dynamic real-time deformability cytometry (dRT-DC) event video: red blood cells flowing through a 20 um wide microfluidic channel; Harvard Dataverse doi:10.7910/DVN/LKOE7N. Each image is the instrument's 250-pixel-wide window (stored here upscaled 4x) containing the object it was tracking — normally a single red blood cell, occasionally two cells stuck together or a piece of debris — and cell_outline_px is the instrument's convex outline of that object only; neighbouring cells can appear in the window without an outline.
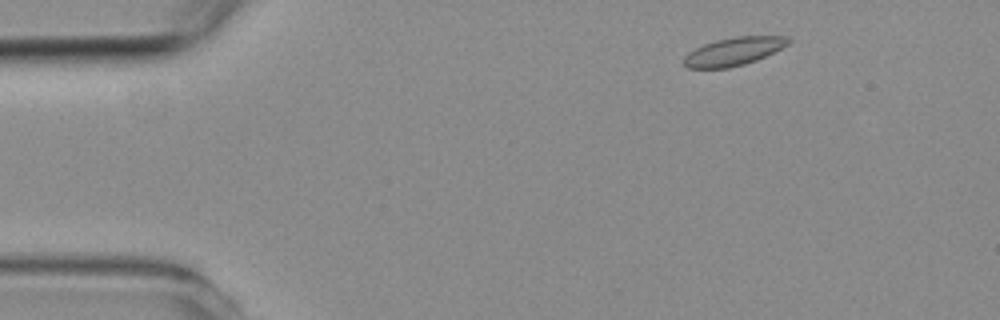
{"species": "common noctule bat (a hibernating species)", "species_latin": "Nyctalus noctula", "temperature_condition": "room temperature", "stored_images_in_passage": 4, "camera_frame_rate_fps": 3000, "um_per_image_px": 0.085, "animal": {"sex": "female", "body_mass_g": 19.3, "forearm_length_mm": 54.1}, "frame": {"image": 1, "passage_image": 1, "time_ms": 0.0, "image_size_px": [1000, 320], "cell_outline_px": [[792, 40], [788, 44], [756, 60], [744, 64], [728, 68], [688, 68], [684, 64], [684, 56], [688, 52], [704, 44], [716, 40], [736, 36], [788, 36]], "centroid_in_image_um": [62.35, 4.36], "position_along_channel_um": 22.6, "area_um2": 16.94}}
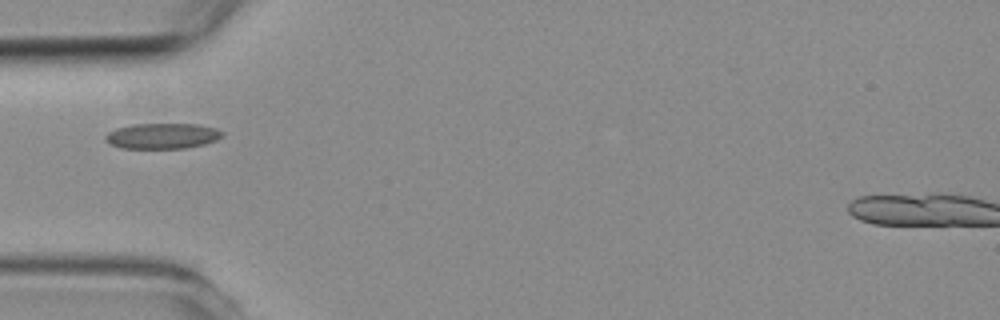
{"frame": {"image": 2, "passage_image": 3, "time_ms": 3.333, "image_size_px": [1000, 320], "cell_outline_px": [[224, 136], [216, 140], [204, 144], [184, 148], [124, 148], [112, 144], [104, 140], [104, 136], [108, 132], [116, 128], [132, 124], [200, 124], [216, 128], [224, 132]], "centroid_in_image_um": [13.82, 11.54], "position_along_channel_um": 71.2, "area_um2": 17.46}}
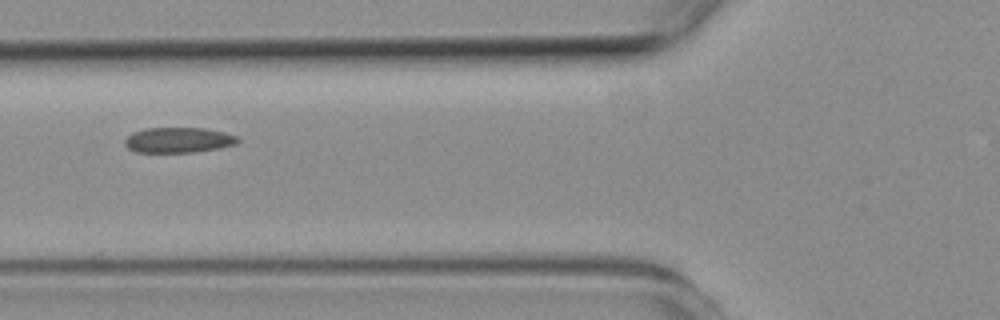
{"frame": {"image": 3, "passage_image": 4, "time_ms": 4.333, "image_size_px": [1000, 320], "cell_outline_px": [[240, 140], [236, 144], [216, 148], [192, 152], [136, 152], [128, 148], [124, 144], [124, 140], [132, 132], [144, 128], [204, 128], [236, 136]], "centroid_in_image_um": [15.1, 11.9], "position_along_channel_um": 110.7, "area_um2": 16.47}}